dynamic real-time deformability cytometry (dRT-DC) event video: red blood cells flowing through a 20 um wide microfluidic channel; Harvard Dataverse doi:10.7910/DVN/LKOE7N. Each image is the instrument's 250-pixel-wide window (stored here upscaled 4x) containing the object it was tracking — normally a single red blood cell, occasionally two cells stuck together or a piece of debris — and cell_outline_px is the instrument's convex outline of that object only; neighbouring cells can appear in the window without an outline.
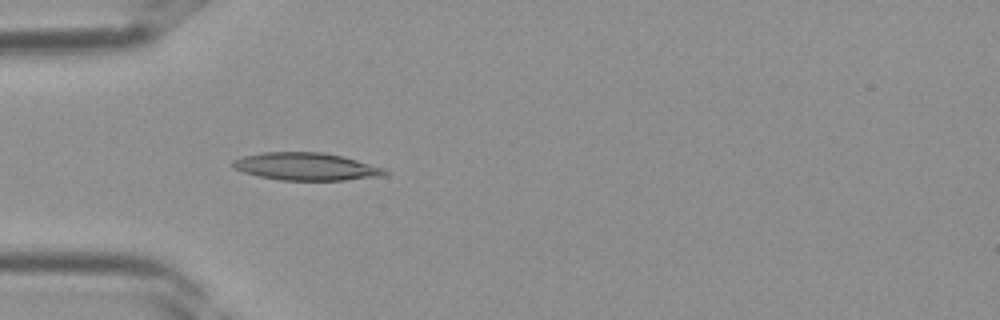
{"species": "Egyptian fruit bat (a non-hibernating species)", "species_latin": "Rousettus aegyptiacus", "temperature_condition": "room temperature", "stored_images_in_passage": 19, "camera_frame_rate_fps": 3000, "um_per_image_px": 0.085, "frame": {"image": 1, "passage_image": 3, "time_ms": 0.667, "image_size_px": [1000, 320], "cell_outline_px": [[392, 172], [388, 176], [344, 180], [280, 180], [260, 176], [244, 172], [236, 168], [232, 164], [232, 160], [244, 156], [264, 152], [324, 152], [344, 156], [388, 168]], "centroid_in_image_um": [26.17, 14.16], "position_along_channel_um": 58.8, "area_um2": 24.8}}
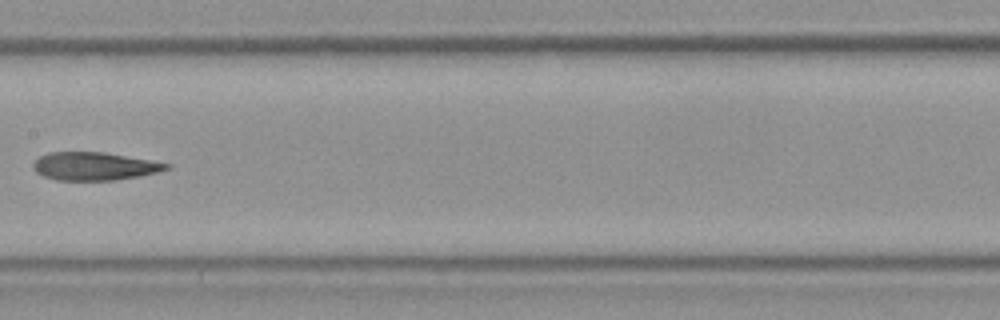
{"frame": {"image": 2, "passage_image": 11, "time_ms": 3.333, "image_size_px": [1000, 320], "cell_outline_px": [[172, 168], [140, 176], [116, 180], [56, 180], [44, 176], [36, 172], [32, 168], [32, 164], [40, 156], [48, 152], [104, 152], [172, 164]], "centroid_in_image_um": [8.02, 14.13], "position_along_channel_um": 199.4, "area_um2": 21.79}}
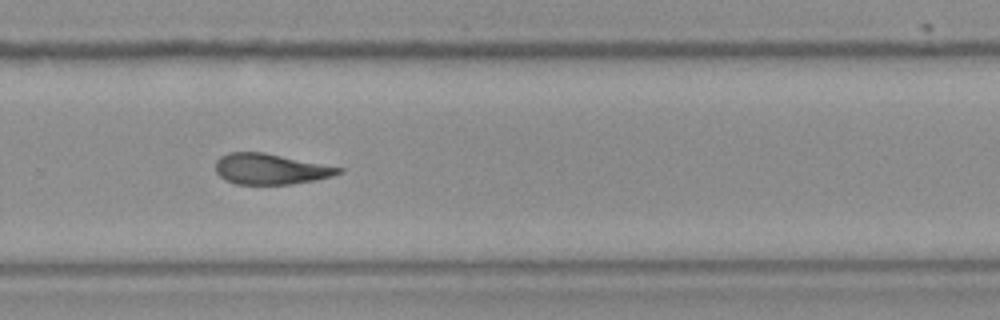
{"frame": {"image": 3, "passage_image": 17, "time_ms": 5.333, "image_size_px": [1000, 320], "cell_outline_px": [[344, 172], [332, 176], [292, 184], [236, 184], [224, 180], [216, 172], [216, 160], [220, 156], [228, 152], [264, 152], [344, 168]], "centroid_in_image_um": [22.98, 14.36], "position_along_channel_um": 306.8, "area_um2": 22.02}}